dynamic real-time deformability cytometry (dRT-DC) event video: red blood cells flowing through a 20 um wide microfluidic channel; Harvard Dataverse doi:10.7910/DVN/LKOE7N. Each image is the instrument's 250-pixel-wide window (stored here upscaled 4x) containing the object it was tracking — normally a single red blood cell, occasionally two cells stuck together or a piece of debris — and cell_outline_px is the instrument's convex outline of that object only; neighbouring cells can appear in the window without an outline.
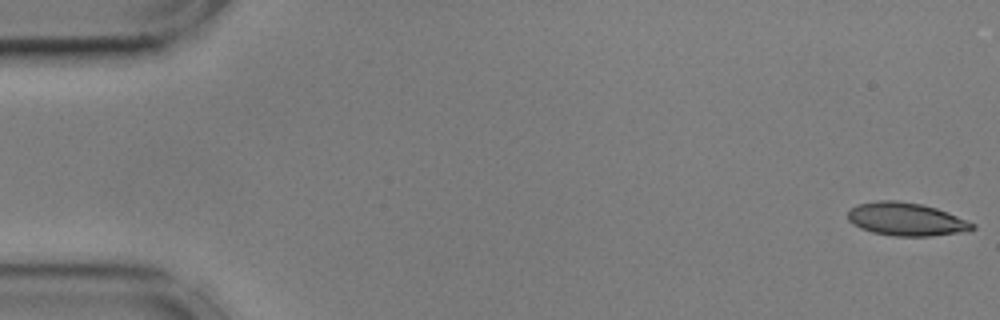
{"species": "common noctule bat (a hibernating species)", "species_latin": "Nyctalus noctula", "temperature_condition": "cold", "stored_images_in_passage": 17, "camera_frame_rate_fps": 3000, "um_per_image_px": 0.085, "animal": {"sex": "male", "body_mass_g": 17.9, "forearm_length_mm": 54.2}, "frame": {"image": 1, "passage_image": 1, "time_ms": 0.0, "image_size_px": [1000, 320], "cell_outline_px": [[976, 228], [960, 232], [928, 236], [892, 236], [872, 232], [860, 228], [852, 224], [848, 220], [848, 212], [856, 204], [880, 200], [896, 200], [920, 204], [936, 208], [948, 212], [976, 224]], "centroid_in_image_um": [77.0, 18.63], "position_along_channel_um": 8.0, "area_um2": 23.99}}